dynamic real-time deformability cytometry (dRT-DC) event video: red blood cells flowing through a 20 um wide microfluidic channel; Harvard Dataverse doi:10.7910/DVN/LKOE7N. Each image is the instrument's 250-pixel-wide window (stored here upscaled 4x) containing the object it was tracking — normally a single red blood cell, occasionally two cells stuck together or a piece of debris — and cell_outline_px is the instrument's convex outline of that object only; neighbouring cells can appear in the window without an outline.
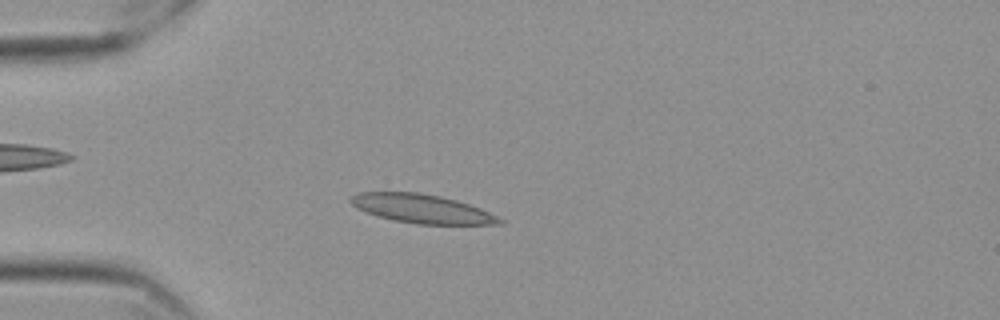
{"species": "Egyptian fruit bat (a non-hibernating species)", "species_latin": "Rousettus aegyptiacus", "temperature_condition": "cold", "stored_images_in_passage": 57, "camera_frame_rate_fps": 3000, "um_per_image_px": 0.085, "frame": {"image": 1, "passage_image": 15, "time_ms": 4.667, "image_size_px": [1000, 320], "cell_outline_px": [[504, 224], [416, 224], [376, 216], [356, 208], [348, 200], [356, 192], [416, 192], [440, 196], [456, 200], [480, 208], [504, 220]], "centroid_in_image_um": [35.83, 17.74], "position_along_channel_um": 49.2, "area_um2": 24.85}}
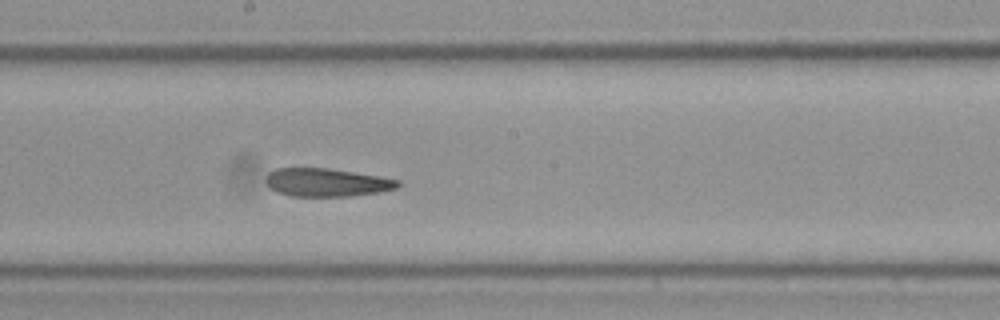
{"frame": {"image": 2, "passage_image": 31, "time_ms": 10.0, "image_size_px": [1000, 320], "cell_outline_px": [[400, 184], [396, 188], [380, 192], [352, 196], [292, 196], [276, 192], [268, 184], [268, 172], [276, 168], [328, 168], [380, 176], [400, 180]], "centroid_in_image_um": [27.81, 15.5], "position_along_channel_um": 220.4, "area_um2": 21.56}}
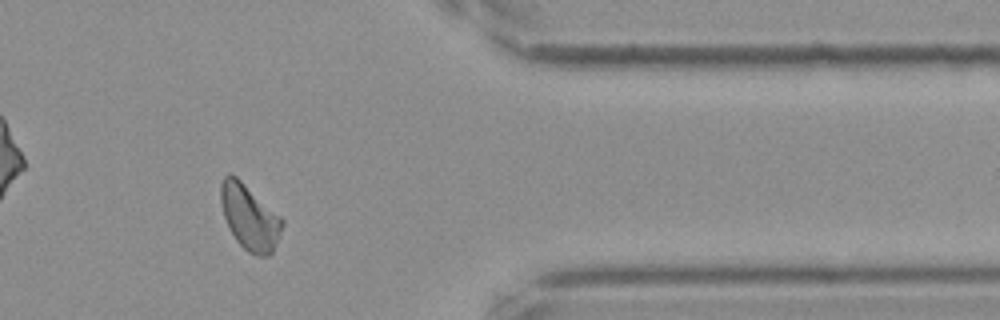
{"frame": {"image": 3, "passage_image": 47, "time_ms": 15.333, "image_size_px": [1000, 320], "cell_outline_px": [[284, 224], [272, 252], [268, 256], [256, 256], [248, 252], [236, 240], [228, 228], [224, 216], [220, 200], [220, 184], [224, 176], [228, 172], [232, 172], [280, 216], [284, 220]], "centroid_in_image_um": [21.19, 18.44], "position_along_channel_um": 390.2, "area_um2": 23.35}, "authors_computed_cell_mechanics": {"area_um2": 22.7154, "velocity_mm_per_s": 3.5141, "shape_relaxation_time_tau1_ms": 5.0573, "shape_relaxation_time_tau2_ms": 3.7601, "deformation_change_tau1": 0.1491, "deformation_change_tau2": 0.1122}}